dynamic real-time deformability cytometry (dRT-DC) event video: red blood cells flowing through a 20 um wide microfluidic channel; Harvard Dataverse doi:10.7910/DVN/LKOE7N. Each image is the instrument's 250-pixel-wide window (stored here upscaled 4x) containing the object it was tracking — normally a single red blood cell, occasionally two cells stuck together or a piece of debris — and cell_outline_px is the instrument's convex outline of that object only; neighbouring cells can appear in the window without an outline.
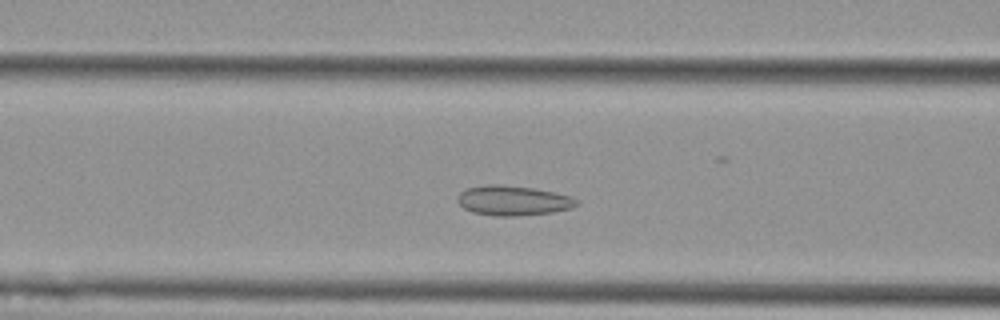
{"species": "Egyptian fruit bat (a non-hibernating species)", "species_latin": "Rousettus aegyptiacus", "temperature_condition": "cold", "stored_images_in_passage": 47, "camera_frame_rate_fps": 3000, "um_per_image_px": 0.085, "animal": {"sex": "female"}, "frame": {"image": 1, "passage_image": 14, "time_ms": 4.333, "image_size_px": [1000, 320], "cell_outline_px": [[580, 204], [572, 208], [552, 212], [524, 216], [496, 216], [472, 212], [464, 208], [460, 204], [460, 192], [468, 188], [488, 184], [496, 184], [536, 188], [568, 196], [576, 200]], "centroid_in_image_um": [43.64, 17.06], "position_along_channel_um": 123.0, "area_um2": 20.52}}
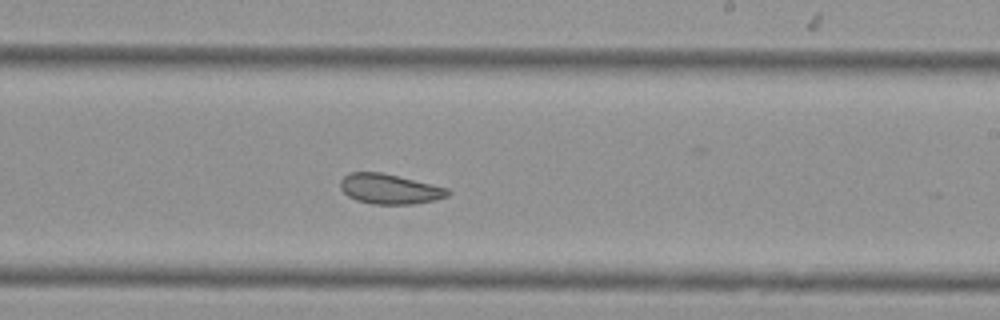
{"frame": {"image": 2, "passage_image": 25, "time_ms": 8.0, "image_size_px": [1000, 320], "cell_outline_px": [[452, 192], [448, 196], [436, 200], [412, 204], [372, 204], [356, 200], [348, 196], [340, 188], [340, 180], [348, 172], [380, 172], [432, 184], [448, 188]], "centroid_in_image_um": [33.11, 16.06], "position_along_channel_um": 255.9, "area_um2": 18.84}}
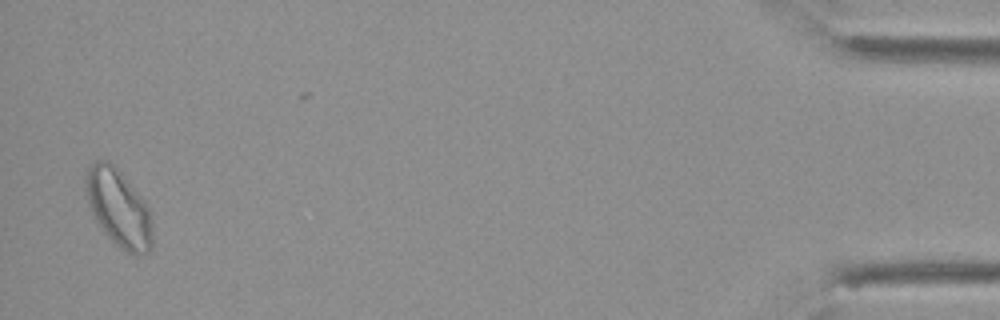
{"frame": {"image": 3, "passage_image": 46, "time_ms": 15.0, "image_size_px": [1000, 320], "cell_outline_px": [[152, 248], [148, 252], [128, 252], [116, 244], [104, 232], [96, 220], [88, 204], [84, 180], [84, 176], [88, 164], [96, 160], [108, 160], [120, 172], [140, 196], [148, 208], [152, 216]], "centroid_in_image_um": [10.05, 17.63], "position_along_channel_um": 425.2, "area_um2": 29.71}, "authors_computed_cell_mechanics": {"area_um2": 20.9814, "velocity_mm_per_s": 3.6389, "shape_relaxation_time_tau1_ms": null, "shape_relaxation_time_tau2_ms": 3.6399, "deformation_change_tau1": null, "deformation_change_tau2": 0.0844}}